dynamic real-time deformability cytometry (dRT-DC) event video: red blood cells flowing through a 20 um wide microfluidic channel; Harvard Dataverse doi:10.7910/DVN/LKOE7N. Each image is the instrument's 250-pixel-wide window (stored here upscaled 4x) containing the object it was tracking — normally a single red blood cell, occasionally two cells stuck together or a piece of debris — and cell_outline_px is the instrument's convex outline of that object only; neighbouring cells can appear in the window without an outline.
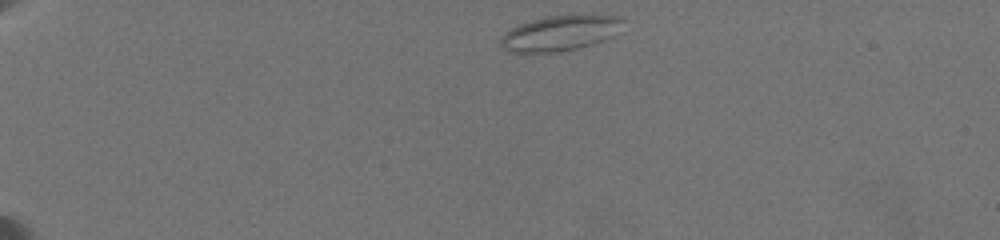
{"species": "common noctule bat (a hibernating species)", "species_latin": "Nyctalus noctula", "temperature_condition": "warm", "stored_images_in_passage": 26, "camera_frame_rate_fps": 3000, "um_per_image_px": 0.085, "animal": {"sex": "female", "body_mass_g": 19.5, "forearm_length_mm": 54.1}, "frame": {"image": 1, "passage_image": 1, "time_ms": 0.0, "image_size_px": [1000, 240], "cell_outline_px": [[624, 20], [612, 36], [576, 48], [556, 52], [512, 52], [504, 48], [500, 44], [500, 36], [504, 32], [520, 24], [532, 20], [548, 16], [624, 16]], "centroid_in_image_um": [47.53, 2.82], "position_along_channel_um": 37.5, "area_um2": 24.33}}
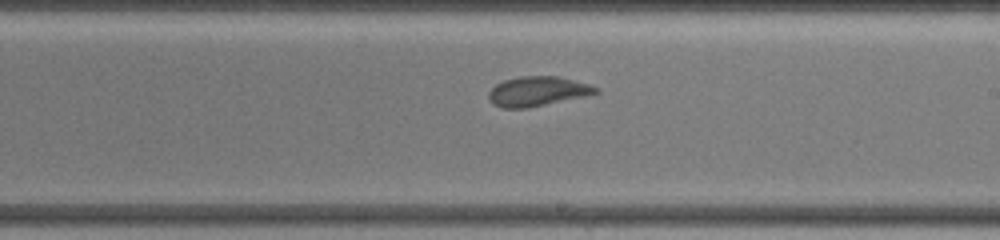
{"frame": {"image": 2, "passage_image": 13, "time_ms": 8.333, "image_size_px": [1000, 240], "cell_outline_px": [[600, 92], [528, 108], [504, 108], [496, 104], [488, 96], [488, 92], [496, 84], [504, 80], [520, 76], [560, 76], [588, 84], [600, 88]], "centroid_in_image_um": [45.7, 7.74], "position_along_channel_um": 243.3, "area_um2": 18.21}}
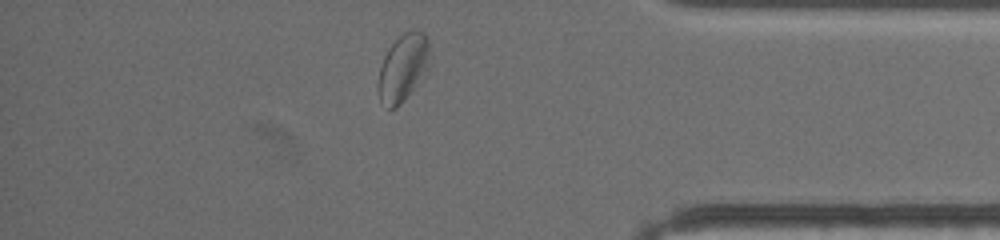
{"frame": {"image": 3, "passage_image": 23, "time_ms": 13.333, "image_size_px": [1000, 240], "cell_outline_px": [[428, 48], [424, 64], [416, 84], [412, 92], [396, 108], [388, 108], [380, 100], [380, 68], [384, 56], [388, 48], [404, 32], [424, 32], [428, 40]], "centroid_in_image_um": [34.19, 5.76], "position_along_channel_um": 401.0, "area_um2": 18.67}, "authors_computed_cell_mechanics": {"area_um2": 19.7098, "velocity_mm_per_s": 3.4925, "shape_relaxation_time_tau1_ms": 5.5128, "shape_relaxation_time_tau2_ms": 1.4375, "deformation_change_tau1": 0.1021, "deformation_change_tau2": 0.0658}}